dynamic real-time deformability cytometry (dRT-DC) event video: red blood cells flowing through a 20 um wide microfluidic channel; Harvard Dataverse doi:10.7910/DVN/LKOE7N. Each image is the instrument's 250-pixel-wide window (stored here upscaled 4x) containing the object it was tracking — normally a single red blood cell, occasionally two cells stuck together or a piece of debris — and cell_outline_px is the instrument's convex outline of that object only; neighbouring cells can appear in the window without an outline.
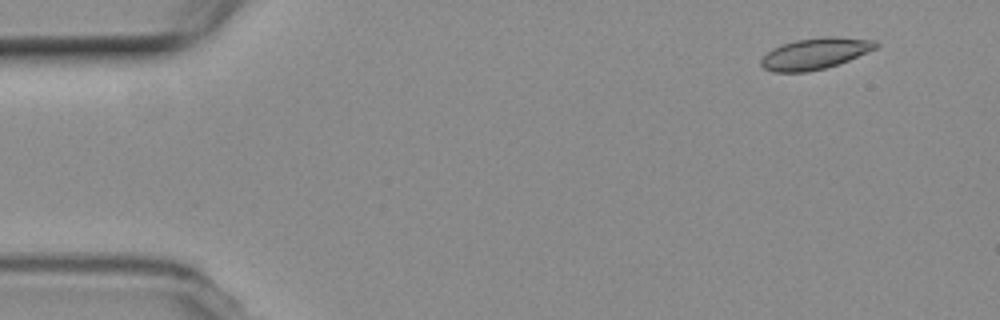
{"species": "common noctule bat (a hibernating species)", "species_latin": "Nyctalus noctula", "temperature_condition": "room temperature", "stored_images_in_passage": 4, "camera_frame_rate_fps": 3000, "um_per_image_px": 0.085, "animal": {"sex": "female", "body_mass_g": 19.3, "forearm_length_mm": 54.1}, "frame": {"image": 1, "passage_image": 1, "time_ms": 0.0, "image_size_px": [1000, 320], "cell_outline_px": [[880, 44], [876, 48], [848, 60], [824, 68], [808, 72], [772, 72], [764, 68], [760, 64], [760, 60], [772, 48], [796, 40], [824, 36], [836, 36], [876, 40]], "centroid_in_image_um": [69.29, 4.54], "position_along_channel_um": 15.7, "area_um2": 20.81}}
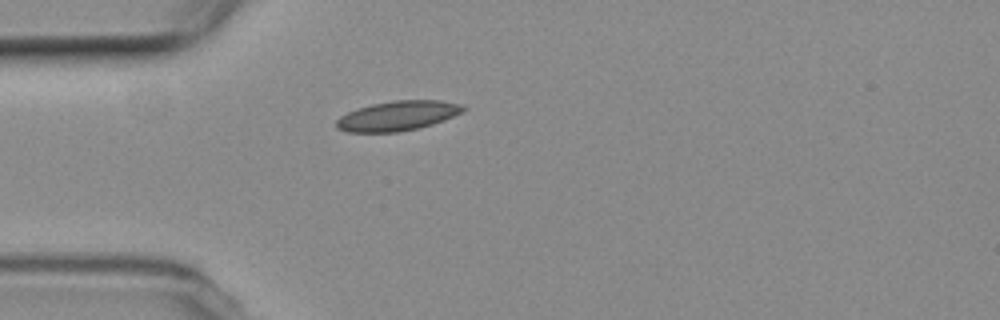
{"frame": {"image": 2, "passage_image": 4, "time_ms": 3.667, "image_size_px": [1000, 320], "cell_outline_px": [[468, 108], [464, 112], [444, 120], [432, 124], [416, 128], [396, 132], [348, 132], [336, 128], [336, 120], [340, 116], [356, 108], [372, 104], [396, 100], [440, 100], [464, 104]], "centroid_in_image_um": [33.83, 9.83], "position_along_channel_um": 51.2, "area_um2": 22.08}}